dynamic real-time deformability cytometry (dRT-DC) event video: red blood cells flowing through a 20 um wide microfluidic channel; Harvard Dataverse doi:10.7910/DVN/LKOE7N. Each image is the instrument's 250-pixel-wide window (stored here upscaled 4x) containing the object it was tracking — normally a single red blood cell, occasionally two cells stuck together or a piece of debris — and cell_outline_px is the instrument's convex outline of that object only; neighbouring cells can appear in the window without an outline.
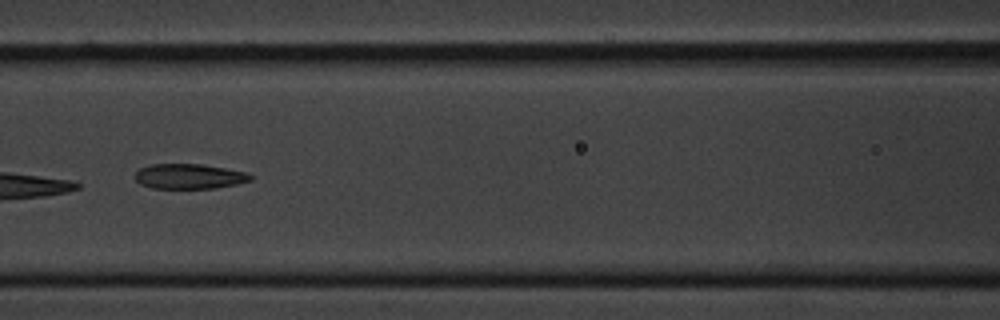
{"species": "common noctule bat (a hibernating species)", "species_latin": "Nyctalus noctula", "temperature_condition": "cold", "stored_images_in_passage": 9, "camera_frame_rate_fps": 3000, "um_per_image_px": 0.085, "animal": {"sex": "male", "body_mass_g": 20.1, "forearm_length_mm": 53.5}, "frame": {"image": 1, "passage_image": 9, "time_ms": 2.667, "image_size_px": [1000, 320], "cell_outline_px": [[252, 180], [236, 184], [216, 188], [152, 188], [140, 184], [136, 180], [136, 172], [140, 168], [148, 164], [200, 164], [224, 168], [244, 172], [252, 176]], "centroid_in_image_um": [16.05, 14.99], "position_along_channel_um": 150.5, "area_um2": 16.7}}